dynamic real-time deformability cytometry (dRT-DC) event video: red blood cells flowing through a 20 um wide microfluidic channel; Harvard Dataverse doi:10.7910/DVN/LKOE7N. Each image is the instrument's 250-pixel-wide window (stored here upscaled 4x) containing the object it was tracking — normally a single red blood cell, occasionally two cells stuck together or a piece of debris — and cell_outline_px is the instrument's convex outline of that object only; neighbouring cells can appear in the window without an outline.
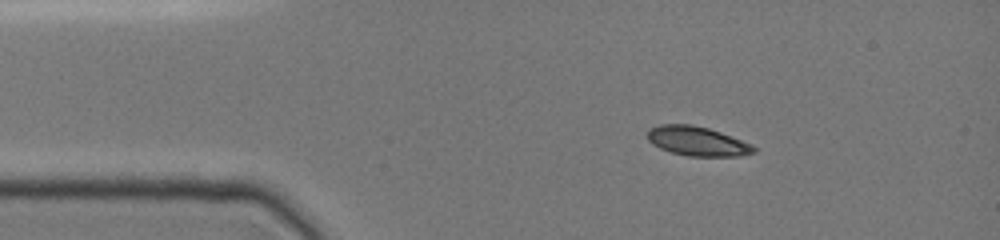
{"species": "common noctule bat (a hibernating species)", "species_latin": "Nyctalus noctula", "temperature_condition": "cold", "stored_images_in_passage": 8, "camera_frame_rate_fps": 3000, "um_per_image_px": 0.085, "animal": {"sex": "female", "body_mass_g": 19.0, "forearm_length_mm": 51.5}, "frame": {"image": 1, "passage_image": 1, "time_ms": 0.0, "image_size_px": [1000, 240], "cell_outline_px": [[756, 152], [740, 156], [688, 156], [672, 152], [660, 148], [652, 144], [648, 140], [648, 128], [660, 124], [692, 124], [708, 128], [720, 132], [752, 144], [756, 148]], "centroid_in_image_um": [59.26, 11.99], "position_along_channel_um": 25.7, "area_um2": 18.21}}
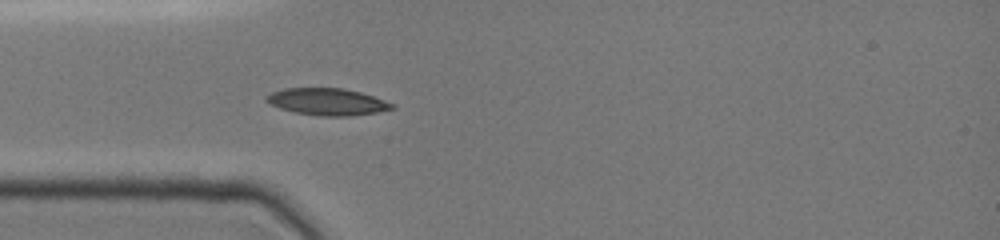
{"frame": {"image": 2, "passage_image": 8, "time_ms": 2.0, "image_size_px": [1000, 240], "cell_outline_px": [[396, 108], [376, 112], [348, 116], [320, 116], [296, 112], [280, 108], [264, 100], [264, 96], [272, 92], [284, 88], [344, 88], [360, 92], [396, 104]], "centroid_in_image_um": [27.82, 8.64], "position_along_channel_um": 57.2, "area_um2": 19.65}}